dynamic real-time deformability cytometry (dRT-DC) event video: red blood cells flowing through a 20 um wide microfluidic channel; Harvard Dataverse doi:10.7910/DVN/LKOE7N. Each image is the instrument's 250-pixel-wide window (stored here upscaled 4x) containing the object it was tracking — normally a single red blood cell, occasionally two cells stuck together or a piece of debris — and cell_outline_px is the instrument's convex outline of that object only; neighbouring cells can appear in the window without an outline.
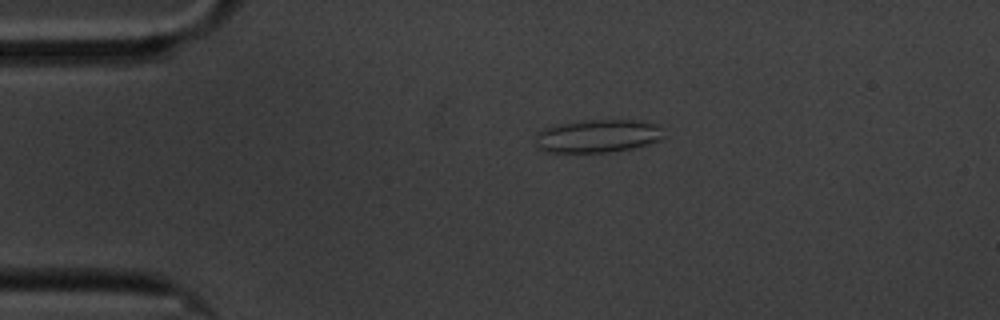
{"species": "common noctule bat (a hibernating species)", "species_latin": "Nyctalus noctula", "temperature_condition": "cold", "stored_images_in_passage": 48, "camera_frame_rate_fps": 3000, "um_per_image_px": 0.085, "animal": {"sex": "male", "body_mass_g": 20.1, "forearm_length_mm": 53.5}, "frame": {"image": 1, "passage_image": 1, "time_ms": 0.0, "image_size_px": [1000, 320], "cell_outline_px": [[664, 136], [660, 140], [648, 144], [632, 148], [608, 152], [548, 152], [536, 148], [536, 132], [540, 128], [552, 124], [580, 120], [636, 120], [656, 124], [660, 128]], "centroid_in_image_um": [50.72, 11.55], "position_along_channel_um": 34.3, "area_um2": 25.09}}
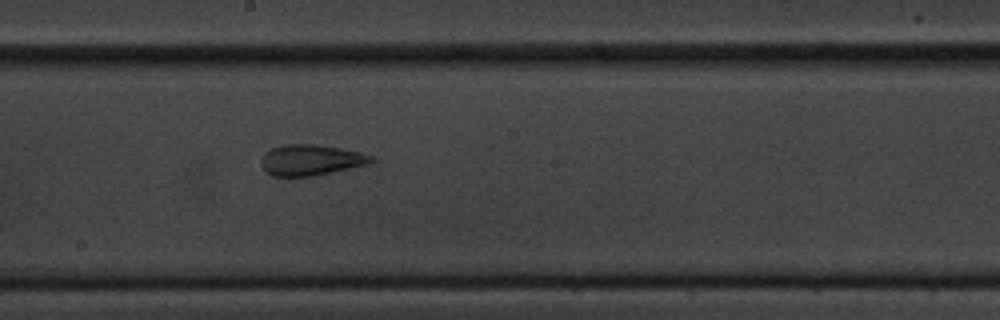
{"frame": {"image": 2, "passage_image": 21, "time_ms": 6.667, "image_size_px": [1000, 320], "cell_outline_px": [[376, 160], [368, 164], [332, 172], [312, 176], [272, 176], [260, 164], [260, 160], [264, 152], [272, 148], [284, 144], [316, 144], [340, 148], [360, 152], [372, 156]], "centroid_in_image_um": [26.41, 13.59], "position_along_channel_um": 221.8, "area_um2": 19.77}}
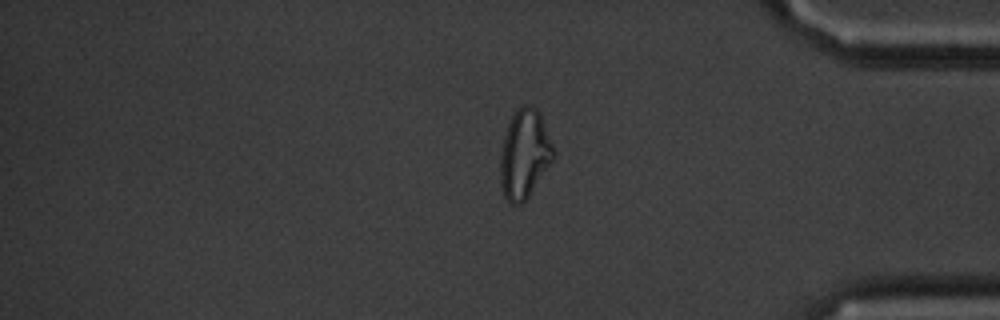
{"frame": {"image": 3, "passage_image": 38, "time_ms": 12.333, "image_size_px": [1000, 320], "cell_outline_px": [[556, 156], [524, 204], [512, 204], [504, 196], [500, 184], [500, 156], [504, 136], [508, 124], [516, 108], [524, 104], [528, 104], [536, 108], [540, 112], [556, 152]], "centroid_in_image_um": [44.6, 13.1], "position_along_channel_um": 390.6, "area_um2": 27.98}, "authors_computed_cell_mechanics": {"area_um2": 20.6635, "velocity_mm_per_s": 3.3783, "shape_relaxation_time_tau1_ms": null, "shape_relaxation_time_tau2_ms": 1.6393, "deformation_change_tau1": null, "deformation_change_tau2": 0.1024}}